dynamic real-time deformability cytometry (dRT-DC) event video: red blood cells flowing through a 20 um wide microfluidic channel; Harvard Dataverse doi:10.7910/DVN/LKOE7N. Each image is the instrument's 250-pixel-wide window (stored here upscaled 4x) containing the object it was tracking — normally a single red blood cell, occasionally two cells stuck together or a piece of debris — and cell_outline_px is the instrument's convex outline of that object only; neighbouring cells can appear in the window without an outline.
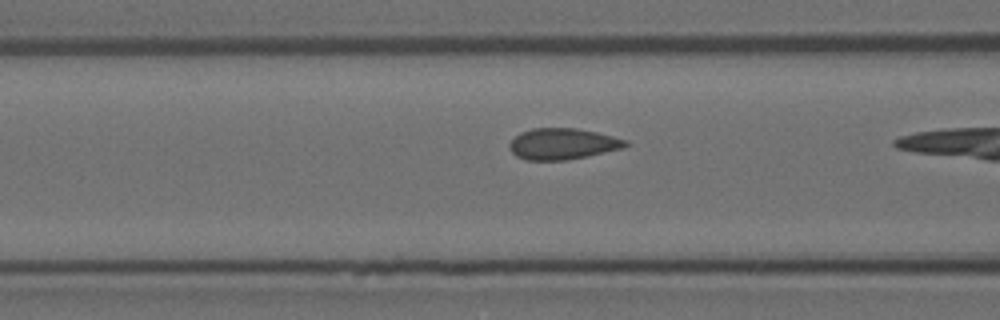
{"species": "Egyptian fruit bat (a non-hibernating species)", "species_latin": "Rousettus aegyptiacus", "temperature_condition": "room temperature", "stored_images_in_passage": 23, "camera_frame_rate_fps": 3000, "um_per_image_px": 0.085, "animal": {"sex": "female"}, "frame": {"image": 1, "passage_image": 17, "time_ms": 5.333, "image_size_px": [1000, 320], "cell_outline_px": [[628, 144], [624, 148], [588, 156], [564, 160], [524, 160], [516, 156], [508, 148], [508, 144], [520, 132], [532, 128], [576, 128], [596, 132], [628, 140]], "centroid_in_image_um": [47.81, 12.23], "position_along_channel_um": 118.8, "area_um2": 21.15}}
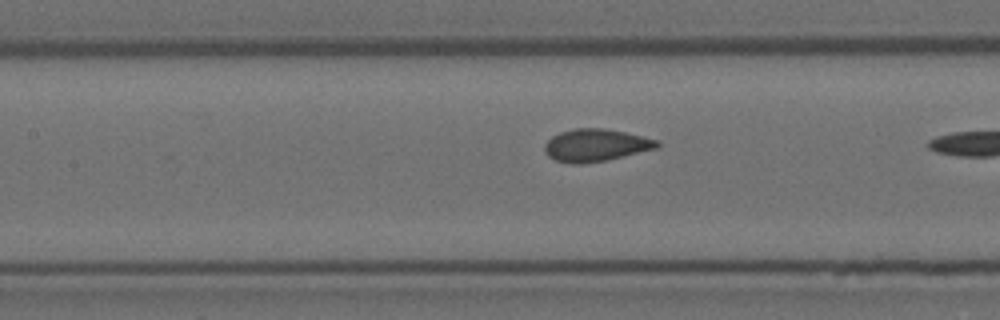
{"frame": {"image": 2, "passage_image": 20, "time_ms": 6.333, "image_size_px": [1000, 320], "cell_outline_px": [[660, 144], [656, 148], [624, 156], [604, 160], [580, 164], [572, 164], [556, 160], [548, 156], [544, 148], [544, 144], [552, 136], [560, 132], [576, 128], [604, 128], [624, 132], [660, 140]], "centroid_in_image_um": [50.63, 12.33], "position_along_channel_um": 156.8, "area_um2": 21.1}}